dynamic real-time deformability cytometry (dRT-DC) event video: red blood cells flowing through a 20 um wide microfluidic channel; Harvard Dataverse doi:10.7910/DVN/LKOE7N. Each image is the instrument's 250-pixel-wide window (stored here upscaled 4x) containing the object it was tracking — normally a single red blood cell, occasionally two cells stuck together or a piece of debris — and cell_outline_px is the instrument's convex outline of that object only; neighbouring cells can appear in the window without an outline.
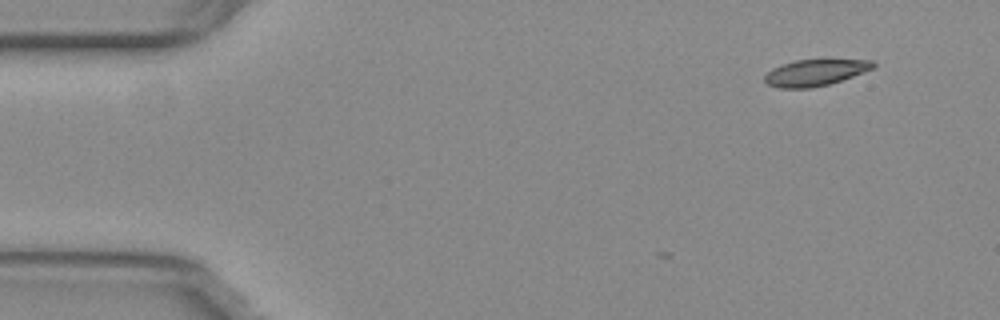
{"species": "common noctule bat (a hibernating species)", "species_latin": "Nyctalus noctula", "temperature_condition": "warm", "stored_images_in_passage": 3, "camera_frame_rate_fps": 3000, "um_per_image_px": 0.085, "animal": {"sex": "female", "body_mass_g": 29.2, "forearm_length_mm": 56.3}, "frame": {"image": 1, "passage_image": 1, "time_ms": 0.0, "image_size_px": [1000, 320], "cell_outline_px": [[876, 68], [828, 84], [812, 88], [780, 88], [764, 84], [764, 76], [772, 68], [796, 60], [872, 60], [876, 64]], "centroid_in_image_um": [69.27, 6.18], "position_along_channel_um": 15.7, "area_um2": 16.59}}